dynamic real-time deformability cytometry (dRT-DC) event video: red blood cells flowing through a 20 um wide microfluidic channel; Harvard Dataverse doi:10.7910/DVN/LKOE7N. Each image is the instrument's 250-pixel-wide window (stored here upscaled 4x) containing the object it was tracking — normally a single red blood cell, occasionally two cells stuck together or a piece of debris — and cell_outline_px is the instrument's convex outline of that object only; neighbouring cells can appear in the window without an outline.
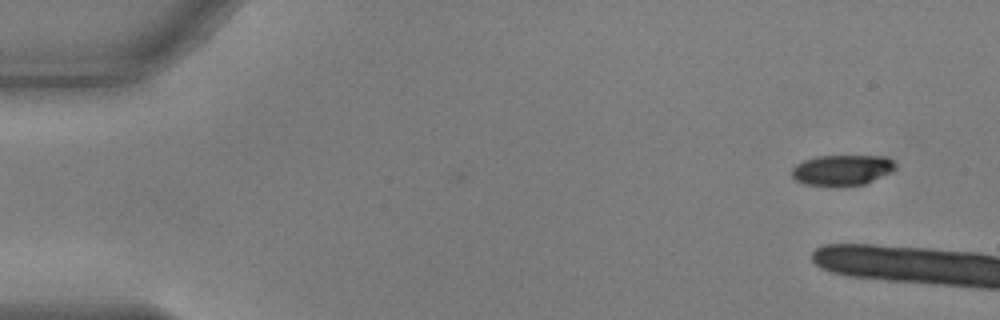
{"species": "common noctule bat (a hibernating species)", "species_latin": "Nyctalus noctula", "temperature_condition": "warm", "stored_images_in_passage": 3, "camera_frame_rate_fps": 3000, "um_per_image_px": 0.085, "animal": {"sex": "male", "body_mass_g": 17.9, "forearm_length_mm": 54.2}, "frame": {"image": 1, "passage_image": 1, "time_ms": 0.0, "image_size_px": [1000, 320], "cell_outline_px": [[896, 168], [892, 172], [864, 184], [804, 184], [796, 180], [792, 176], [792, 168], [796, 164], [804, 160], [816, 156], [888, 156], [896, 164]], "centroid_in_image_um": [71.61, 14.42], "position_along_channel_um": 13.4, "area_um2": 18.09}}